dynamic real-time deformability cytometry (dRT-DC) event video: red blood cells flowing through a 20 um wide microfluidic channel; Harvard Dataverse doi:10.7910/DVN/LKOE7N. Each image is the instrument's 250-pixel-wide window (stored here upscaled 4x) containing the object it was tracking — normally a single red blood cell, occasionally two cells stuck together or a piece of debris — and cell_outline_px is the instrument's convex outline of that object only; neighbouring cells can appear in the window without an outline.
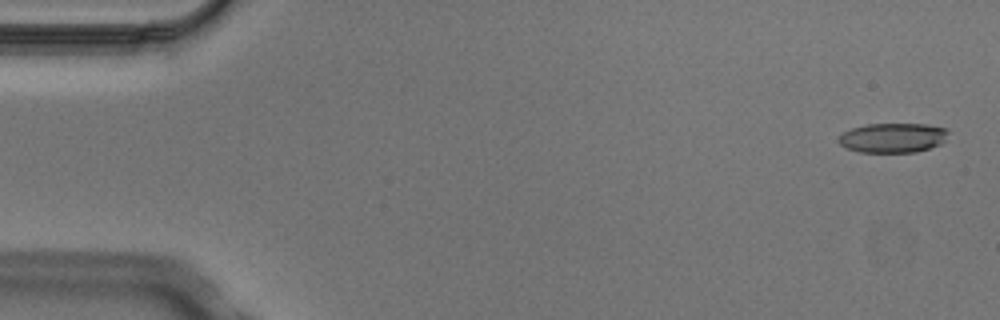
{"species": "Egyptian fruit bat (a non-hibernating species)", "species_latin": "Rousettus aegyptiacus", "temperature_condition": "cold", "stored_images_in_passage": 5, "camera_frame_rate_fps": 3000, "um_per_image_px": 0.085, "animal": {"sex": "male"}, "frame": {"image": 1, "passage_image": 1, "time_ms": 0.0, "image_size_px": [1000, 320], "cell_outline_px": [[948, 132], [944, 140], [940, 144], [916, 152], [860, 152], [848, 148], [840, 144], [836, 140], [836, 136], [852, 128], [868, 124], [928, 124], [948, 128]], "centroid_in_image_um": [75.87, 11.7], "position_along_channel_um": 9.1, "area_um2": 18.96}}
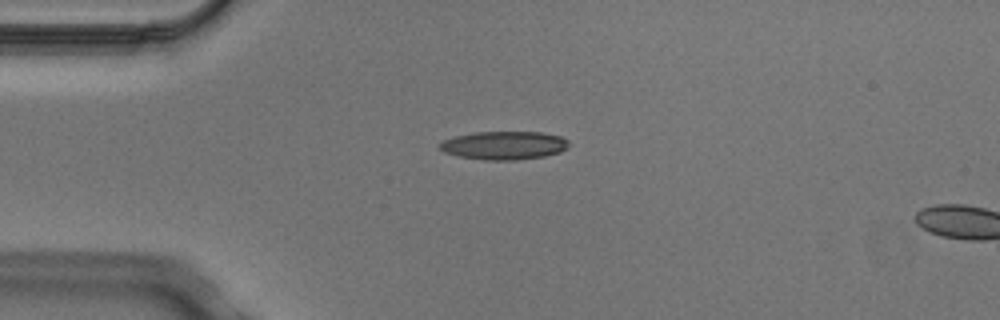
{"frame": {"image": 2, "passage_image": 4, "time_ms": 1.0, "image_size_px": [1000, 320], "cell_outline_px": [[572, 144], [568, 148], [560, 152], [544, 156], [516, 160], [484, 160], [460, 156], [444, 152], [440, 148], [440, 144], [444, 140], [456, 136], [476, 132], [540, 132], [560, 136], [568, 140]], "centroid_in_image_um": [42.91, 12.36], "position_along_channel_um": 42.1, "area_um2": 21.27}}